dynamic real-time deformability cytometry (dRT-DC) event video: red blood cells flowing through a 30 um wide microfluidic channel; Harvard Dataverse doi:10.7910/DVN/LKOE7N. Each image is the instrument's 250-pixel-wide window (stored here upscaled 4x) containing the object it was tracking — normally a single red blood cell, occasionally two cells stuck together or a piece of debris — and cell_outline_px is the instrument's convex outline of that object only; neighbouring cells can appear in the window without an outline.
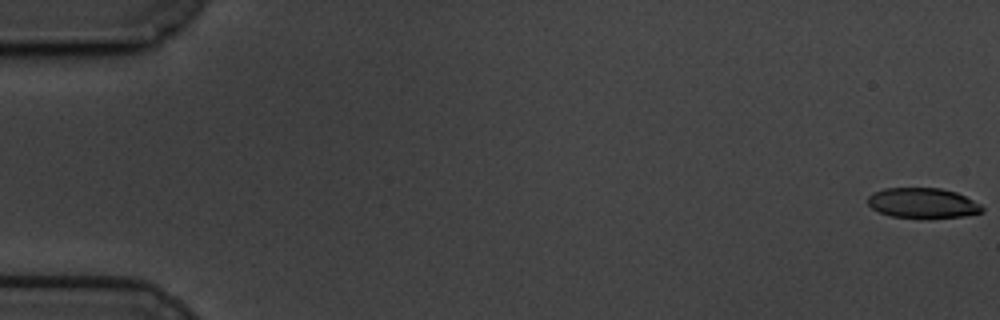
{"species": "common noctule bat (a hibernating species)", "species_latin": "Nyctalus noctula", "temperature_condition": "cold", "stored_images_in_passage": 60, "camera_frame_rate_fps": 3000, "um_per_image_px": 0.085, "animal": {"sex": "male", "body_mass_g": 19.5, "forearm_length_mm": 54.6}, "frame": {"image": 1, "passage_image": 1, "time_ms": 0.0, "image_size_px": [1000, 320], "cell_outline_px": [[984, 212], [964, 216], [892, 216], [880, 212], [872, 208], [868, 204], [868, 196], [884, 188], [940, 188], [956, 192], [980, 204], [984, 208]], "centroid_in_image_um": [78.44, 17.23], "position_along_channel_um": 6.6, "area_um2": 19.42}}
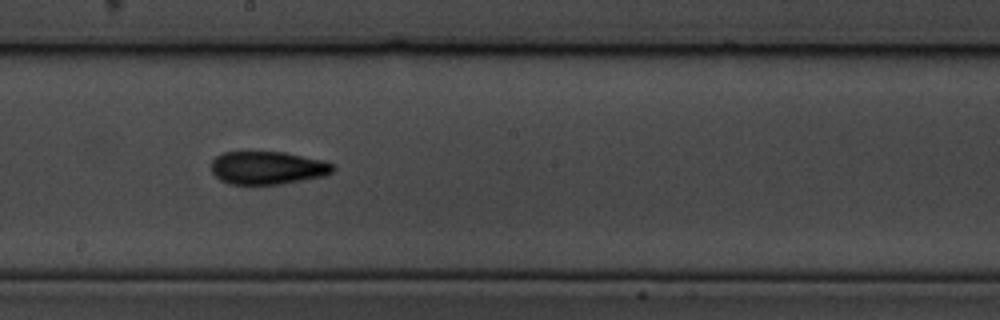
{"frame": {"image": 2, "passage_image": 34, "time_ms": 11.0, "image_size_px": [1000, 320], "cell_outline_px": [[336, 168], [332, 172], [324, 176], [280, 184], [228, 184], [220, 180], [212, 172], [212, 160], [216, 156], [224, 152], [284, 152], [324, 160], [332, 164]], "centroid_in_image_um": [22.75, 14.26], "position_along_channel_um": 225.5, "area_um2": 23.41}}
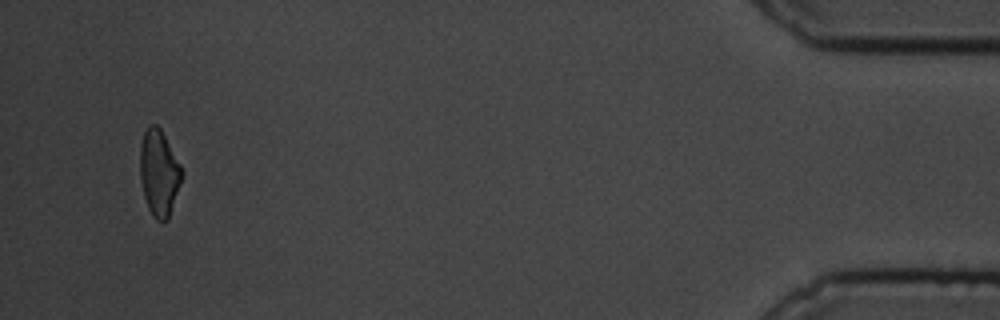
{"frame": {"image": 3, "passage_image": 58, "time_ms": 19.0, "image_size_px": [1000, 320], "cell_outline_px": [[184, 172], [168, 220], [156, 220], [152, 216], [148, 208], [144, 196], [140, 180], [140, 148], [144, 132], [152, 124], [156, 124], [160, 128], [180, 164]], "centroid_in_image_um": [13.52, 14.71], "position_along_channel_um": 421.7, "area_um2": 20.81}, "authors_computed_cell_mechanics": {"area_um2": 22.3975, "velocity_mm_per_s": 3.3907, "shape_relaxation_time_tau1_ms": 6.3554, "shape_relaxation_time_tau2_ms": 3.8779, "deformation_change_tau1": 0.1591, "deformation_change_tau2": 0.1059}}